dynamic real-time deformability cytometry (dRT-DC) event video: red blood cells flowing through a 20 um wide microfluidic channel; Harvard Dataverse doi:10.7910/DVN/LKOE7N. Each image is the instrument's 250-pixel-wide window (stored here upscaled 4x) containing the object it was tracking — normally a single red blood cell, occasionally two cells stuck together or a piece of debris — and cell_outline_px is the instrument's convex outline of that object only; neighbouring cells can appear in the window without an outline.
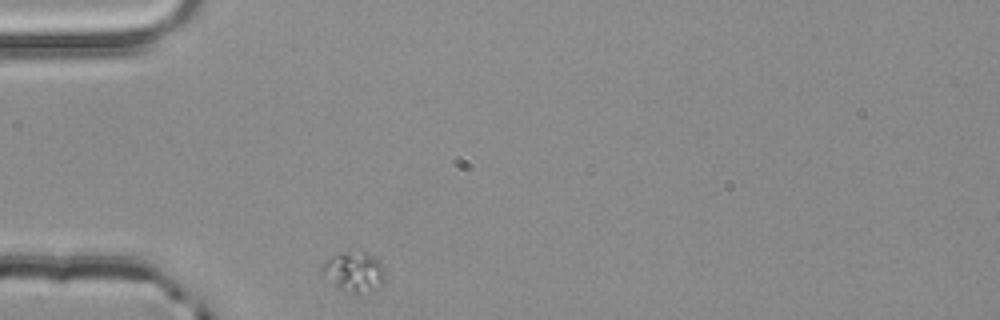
{"species": "common noctule bat (a hibernating species)", "species_latin": "Nyctalus noctula", "temperature_condition": "room temperature", "stored_images_in_passage": 1, "camera_frame_rate_fps": 3000, "um_per_image_px": 0.085, "animal": {"sex": "male", "body_mass_g": 20.4}, "frame": {"image": 1, "passage_image": 1, "time_ms": 0.0, "image_size_px": [1000, 320], "cell_outline_px": [[384, 284], [380, 288], [356, 296], [340, 288], [320, 272], [324, 260], [340, 252], [368, 252], [384, 268]], "centroid_in_image_um": [30.11, 23.13], "position_along_channel_um": 54.9, "area_um2": 14.8}}